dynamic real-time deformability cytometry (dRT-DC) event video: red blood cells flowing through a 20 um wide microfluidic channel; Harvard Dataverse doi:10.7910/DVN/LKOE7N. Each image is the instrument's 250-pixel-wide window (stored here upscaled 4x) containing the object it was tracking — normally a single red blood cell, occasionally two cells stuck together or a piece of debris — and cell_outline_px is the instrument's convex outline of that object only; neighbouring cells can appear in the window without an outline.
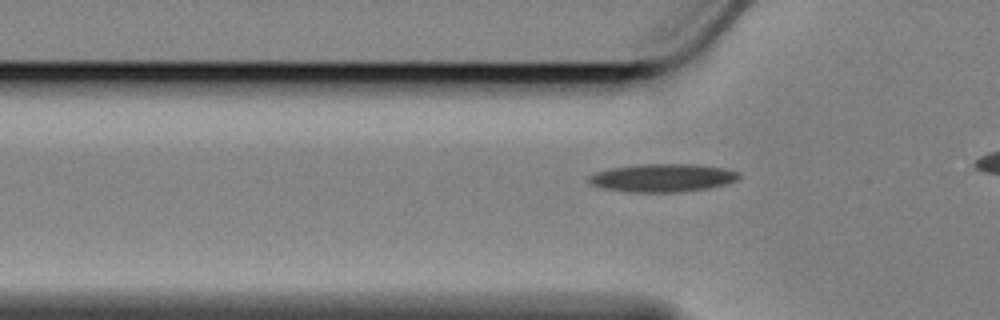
{"species": "Egyptian fruit bat (a non-hibernating species)", "species_latin": "Rousettus aegyptiacus", "temperature_condition": "cold", "stored_images_in_passage": 31, "camera_frame_rate_fps": 3000, "um_per_image_px": 0.085, "animal": {"sex": "female"}, "frame": {"image": 1, "passage_image": 2, "time_ms": 0.333, "image_size_px": [1000, 320], "cell_outline_px": [[740, 176], [736, 180], [724, 184], [708, 188], [676, 192], [628, 192], [604, 188], [592, 184], [588, 180], [588, 176], [596, 172], [612, 168], [640, 164], [696, 164], [724, 168], [740, 172]], "centroid_in_image_um": [56.33, 15.11], "position_along_channel_um": 69.5, "area_um2": 24.39}}
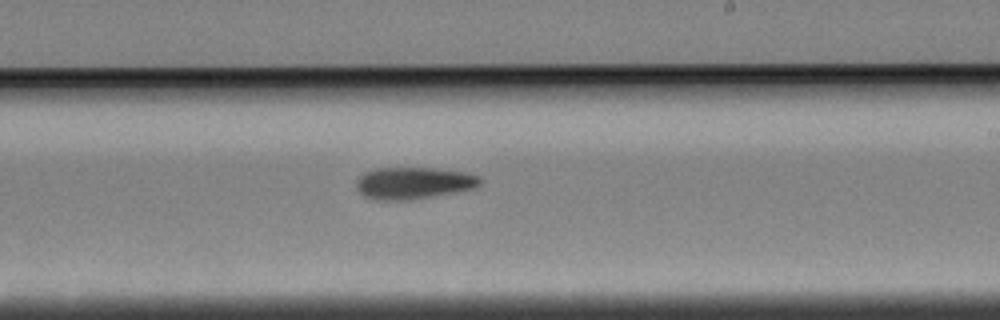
{"frame": {"image": 2, "passage_image": 18, "time_ms": 5.667, "image_size_px": [1000, 320], "cell_outline_px": [[480, 184], [472, 188], [456, 192], [408, 200], [380, 200], [364, 196], [356, 188], [356, 180], [364, 172], [376, 168], [432, 168], [464, 172], [480, 176]], "centroid_in_image_um": [35.11, 15.55], "position_along_channel_um": 253.9, "area_um2": 22.83}}
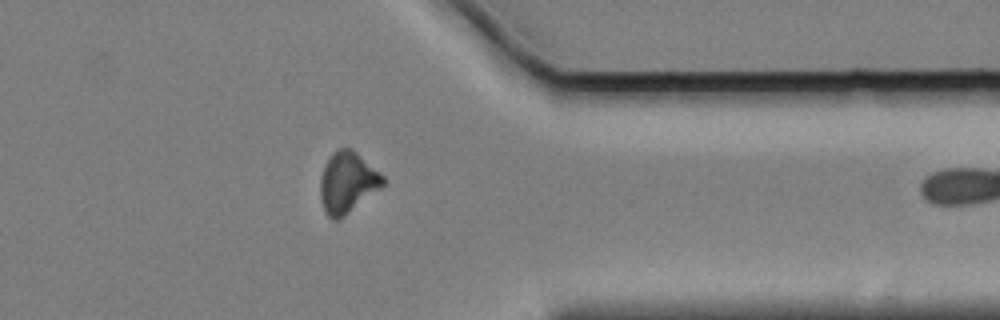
{"frame": {"image": 3, "passage_image": 30, "time_ms": 9.667, "image_size_px": [1000, 320], "cell_outline_px": [[384, 184], [380, 188], [344, 216], [336, 220], [332, 220], [328, 216], [324, 208], [320, 196], [320, 180], [324, 164], [332, 152], [340, 148], [352, 148], [380, 172], [384, 176]], "centroid_in_image_um": [29.52, 15.48], "position_along_channel_um": 381.9, "area_um2": 22.14}}